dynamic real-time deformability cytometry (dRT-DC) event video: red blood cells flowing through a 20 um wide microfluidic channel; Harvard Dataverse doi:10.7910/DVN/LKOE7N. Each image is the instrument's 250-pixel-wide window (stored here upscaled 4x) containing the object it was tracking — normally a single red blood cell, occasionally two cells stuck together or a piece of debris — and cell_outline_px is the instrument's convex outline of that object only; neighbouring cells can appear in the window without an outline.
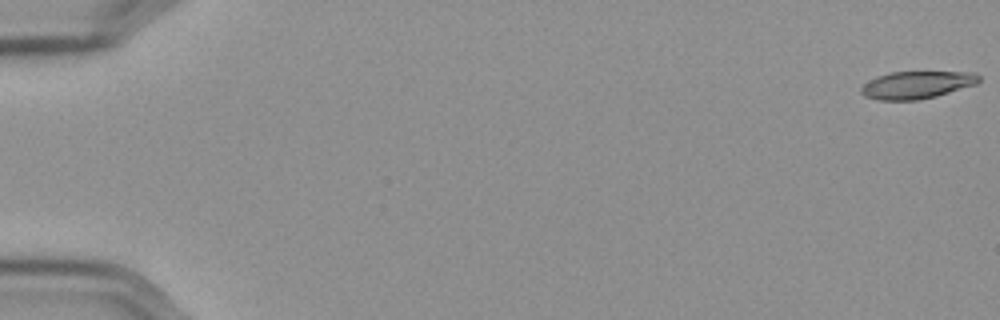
{"species": "Egyptian fruit bat (a non-hibernating species)", "species_latin": "Rousettus aegyptiacus", "temperature_condition": "cold", "stored_images_in_passage": 58, "camera_frame_rate_fps": 3000, "um_per_image_px": 0.085, "frame": {"image": 1, "passage_image": 1, "time_ms": 0.0, "image_size_px": [1000, 320], "cell_outline_px": [[980, 80], [976, 84], [936, 96], [916, 100], [876, 100], [864, 96], [860, 92], [860, 88], [868, 80], [876, 76], [888, 72], [976, 72], [980, 76]], "centroid_in_image_um": [77.89, 7.21], "position_along_channel_um": 7.1, "area_um2": 18.96}}
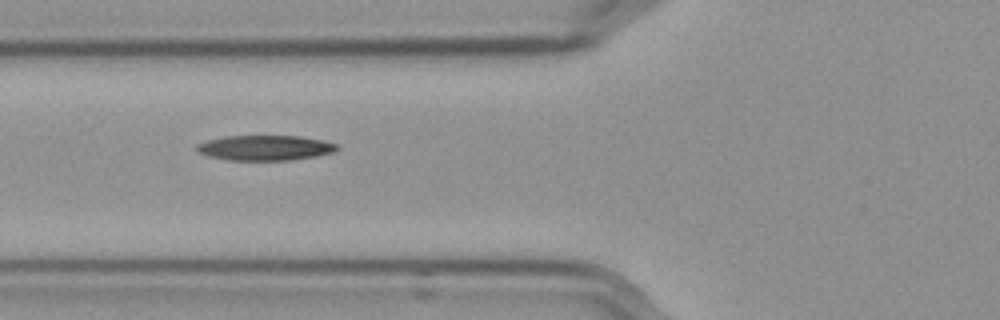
{"frame": {"image": 2, "passage_image": 23, "time_ms": 7.333, "image_size_px": [1000, 320], "cell_outline_px": [[340, 148], [332, 152], [316, 156], [288, 160], [228, 160], [208, 156], [200, 152], [196, 148], [196, 144], [208, 140], [224, 136], [300, 136], [340, 144]], "centroid_in_image_um": [22.54, 12.56], "position_along_channel_um": 103.3, "area_um2": 20.46}}
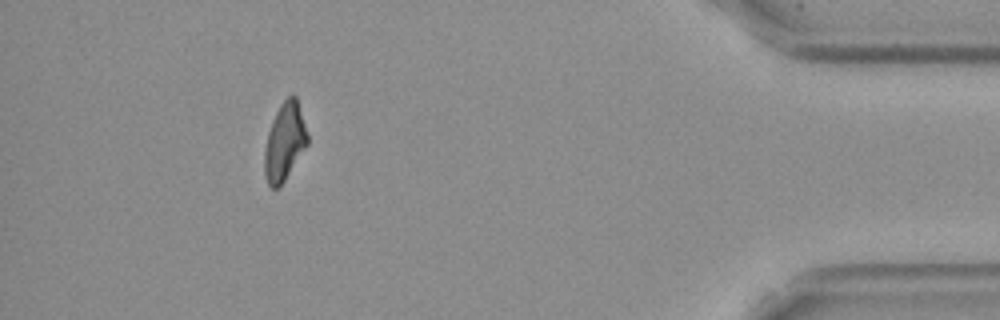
{"frame": {"image": 3, "passage_image": 53, "time_ms": 17.333, "image_size_px": [1000, 320], "cell_outline_px": [[308, 144], [284, 180], [276, 188], [272, 188], [268, 184], [264, 176], [264, 152], [268, 132], [272, 120], [280, 104], [292, 92], [296, 96], [308, 136]], "centroid_in_image_um": [24.18, 12.03], "position_along_channel_um": 411.0, "area_um2": 19.25}, "authors_computed_cell_mechanics": {"area_um2": 20.0566, "velocity_mm_per_s": 3.5966, "shape_relaxation_time_tau1_ms": null, "shape_relaxation_time_tau2_ms": 5.9028, "deformation_change_tau1": null, "deformation_change_tau2": 0.1505}}